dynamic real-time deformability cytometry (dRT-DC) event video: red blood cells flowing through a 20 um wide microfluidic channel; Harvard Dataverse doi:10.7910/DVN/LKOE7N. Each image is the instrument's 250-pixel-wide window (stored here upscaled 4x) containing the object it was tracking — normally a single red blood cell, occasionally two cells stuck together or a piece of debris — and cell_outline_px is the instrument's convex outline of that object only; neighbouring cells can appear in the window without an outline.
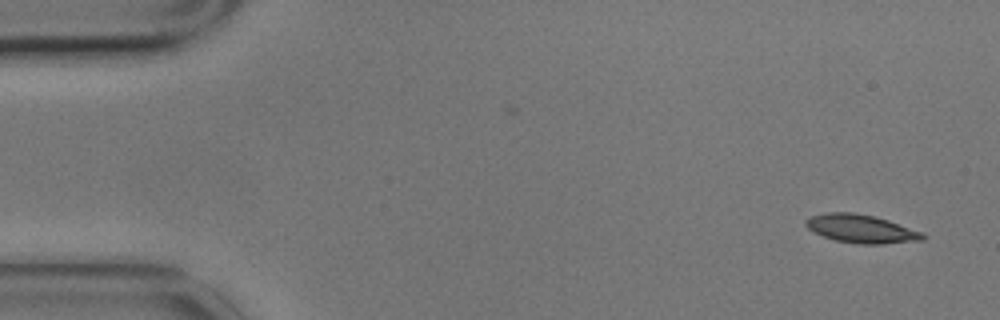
{"species": "common noctule bat (a hibernating species)", "species_latin": "Nyctalus noctula", "temperature_condition": "cold", "stored_images_in_passage": 3, "camera_frame_rate_fps": 3000, "um_per_image_px": 0.085, "animal": {"sex": "male", "body_mass_g": 17.9}, "frame": {"image": 1, "passage_image": 1, "time_ms": 0.0, "image_size_px": [1000, 320], "cell_outline_px": [[928, 236], [924, 240], [884, 244], [860, 244], [836, 240], [824, 236], [808, 228], [804, 224], [804, 220], [812, 216], [828, 212], [852, 212], [876, 216], [924, 232]], "centroid_in_image_um": [73.27, 19.44], "position_along_channel_um": 11.7, "area_um2": 19.42}}